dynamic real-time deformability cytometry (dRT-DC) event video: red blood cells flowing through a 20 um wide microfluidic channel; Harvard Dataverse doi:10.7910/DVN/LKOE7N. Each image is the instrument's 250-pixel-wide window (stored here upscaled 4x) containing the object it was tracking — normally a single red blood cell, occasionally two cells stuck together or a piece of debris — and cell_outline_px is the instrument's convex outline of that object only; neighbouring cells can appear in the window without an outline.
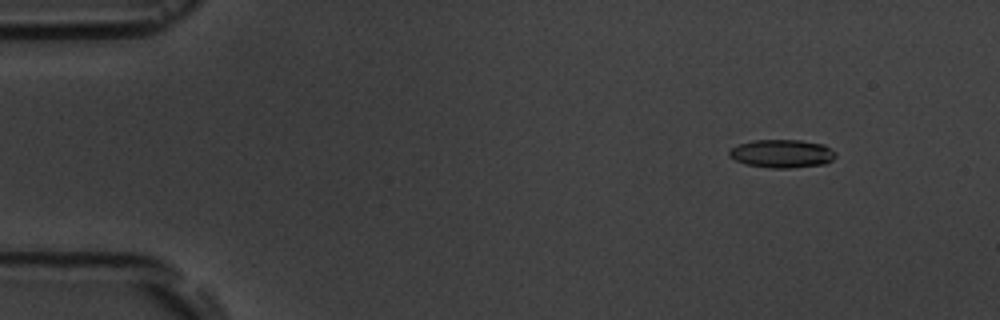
{"species": "common noctule bat (a hibernating species)", "species_latin": "Nyctalus noctula", "temperature_condition": "room temperature", "stored_images_in_passage": 4, "camera_frame_rate_fps": 3000, "um_per_image_px": 0.085, "animal": {"sex": "male", "body_mass_g": 19.5, "forearm_length_mm": 54.6}, "frame": {"image": 1, "passage_image": 1, "time_ms": 0.0, "image_size_px": [1000, 320], "cell_outline_px": [[836, 156], [832, 160], [824, 164], [792, 168], [772, 168], [744, 164], [728, 156], [728, 152], [732, 148], [740, 144], [752, 140], [800, 140], [824, 144], [836, 152]], "centroid_in_image_um": [66.48, 13.06], "position_along_channel_um": 18.5, "area_um2": 17.57}}
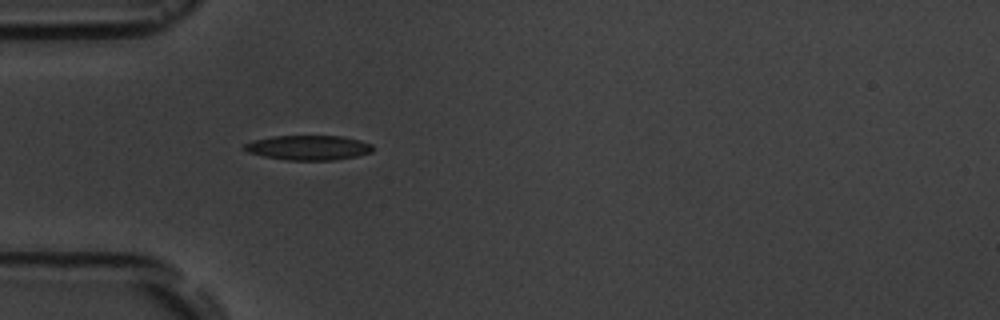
{"frame": {"image": 2, "passage_image": 4, "time_ms": 3.667, "image_size_px": [1000, 320], "cell_outline_px": [[376, 148], [372, 152], [356, 156], [336, 160], [288, 160], [264, 156], [248, 152], [240, 148], [244, 144], [256, 140], [272, 136], [344, 136], [360, 140], [372, 144]], "centroid_in_image_um": [26.25, 12.55], "position_along_channel_um": 58.7, "area_um2": 18.61}}